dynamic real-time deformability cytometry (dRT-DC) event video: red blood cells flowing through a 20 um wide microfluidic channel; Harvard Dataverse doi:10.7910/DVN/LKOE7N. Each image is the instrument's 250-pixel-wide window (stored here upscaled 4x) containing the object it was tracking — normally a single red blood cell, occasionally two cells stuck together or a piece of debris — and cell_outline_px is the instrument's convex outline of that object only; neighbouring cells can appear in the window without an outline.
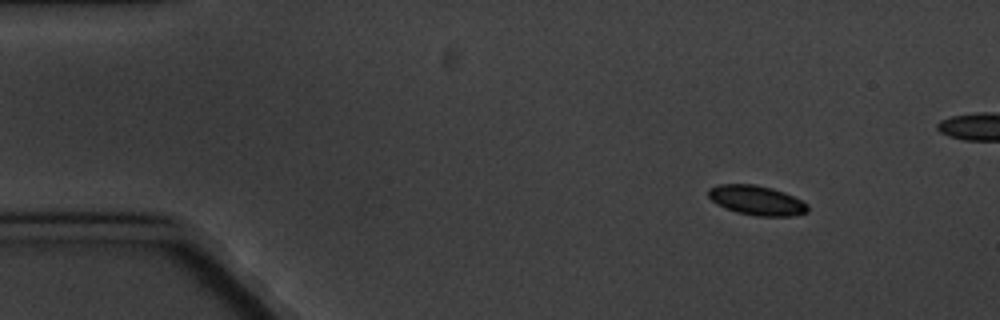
{"species": "common noctule bat (a hibernating species)", "species_latin": "Nyctalus noctula", "temperature_condition": "cold", "stored_images_in_passage": 3, "camera_frame_rate_fps": 3000, "um_per_image_px": 0.085, "animal": {"sex": "male", "body_mass_g": 20.1, "forearm_length_mm": 53.5}, "frame": {"image": 1, "passage_image": 1, "time_ms": 0.0, "image_size_px": [1000, 320], "cell_outline_px": [[808, 212], [792, 216], [756, 216], [736, 212], [724, 208], [716, 204], [708, 196], [708, 188], [720, 184], [756, 184], [772, 188], [784, 192], [808, 204]], "centroid_in_image_um": [64.3, 17.03], "position_along_channel_um": 20.7, "area_um2": 17.22}}